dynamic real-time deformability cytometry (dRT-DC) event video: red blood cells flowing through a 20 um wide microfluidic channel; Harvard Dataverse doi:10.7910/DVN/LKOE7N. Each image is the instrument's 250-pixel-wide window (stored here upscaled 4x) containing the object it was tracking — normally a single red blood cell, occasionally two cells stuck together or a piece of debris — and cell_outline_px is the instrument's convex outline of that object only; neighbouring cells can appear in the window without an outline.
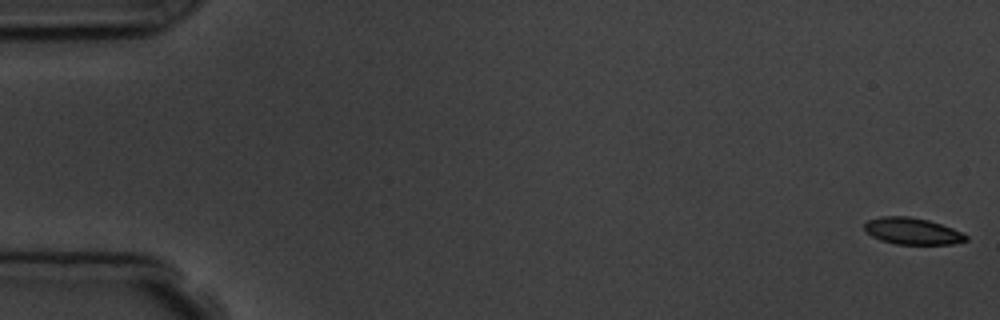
{"species": "common noctule bat (a hibernating species)", "species_latin": "Nyctalus noctula", "temperature_condition": "room temperature", "stored_images_in_passage": 6, "camera_frame_rate_fps": 3000, "um_per_image_px": 0.085, "animal": {"sex": "male", "body_mass_g": 19.5, "forearm_length_mm": 54.6}, "frame": {"image": 1, "passage_image": 1, "time_ms": 0.0, "image_size_px": [1000, 320], "cell_outline_px": [[968, 240], [952, 244], [896, 244], [880, 240], [872, 236], [864, 228], [864, 224], [868, 220], [880, 216], [908, 216], [928, 220], [952, 228], [968, 236]], "centroid_in_image_um": [77.53, 19.64], "position_along_channel_um": 7.5, "area_um2": 15.66}}
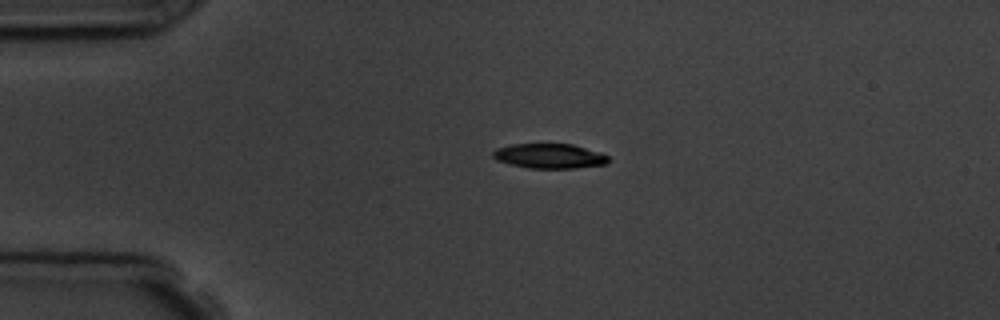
{"frame": {"image": 2, "passage_image": 6, "time_ms": 6.667, "image_size_px": [1000, 320], "cell_outline_px": [[608, 160], [604, 164], [572, 168], [528, 168], [496, 160], [492, 156], [492, 152], [496, 148], [512, 144], [572, 144], [600, 152], [608, 156]], "centroid_in_image_um": [46.66, 13.25], "position_along_channel_um": 38.3, "area_um2": 16.47}}